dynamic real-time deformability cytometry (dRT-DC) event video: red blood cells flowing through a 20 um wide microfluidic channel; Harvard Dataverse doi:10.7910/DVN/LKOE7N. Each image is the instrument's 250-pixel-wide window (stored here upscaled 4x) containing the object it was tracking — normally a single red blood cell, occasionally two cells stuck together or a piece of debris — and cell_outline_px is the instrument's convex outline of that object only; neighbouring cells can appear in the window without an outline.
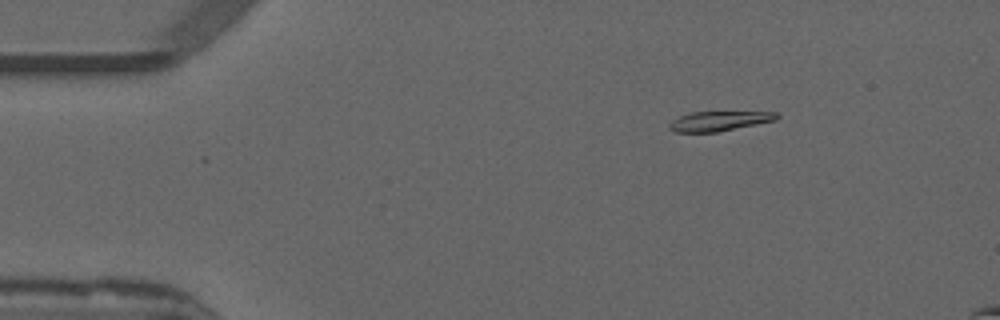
{"species": "common noctule bat (a hibernating species)", "species_latin": "Nyctalus noctula", "temperature_condition": "warm", "stored_images_in_passage": 17, "camera_frame_rate_fps": 3000, "um_per_image_px": 0.085, "animal": {"sex": "male", "forearm_length_mm": 52.5}, "frame": {"image": 1, "passage_image": 8, "time_ms": 2.333, "image_size_px": [1000, 320], "cell_outline_px": [[780, 116], [776, 120], [716, 132], [676, 132], [668, 128], [668, 124], [672, 120], [680, 116], [692, 112], [776, 112]], "centroid_in_image_um": [61.1, 10.29], "position_along_channel_um": 23.9, "area_um2": 12.2}}